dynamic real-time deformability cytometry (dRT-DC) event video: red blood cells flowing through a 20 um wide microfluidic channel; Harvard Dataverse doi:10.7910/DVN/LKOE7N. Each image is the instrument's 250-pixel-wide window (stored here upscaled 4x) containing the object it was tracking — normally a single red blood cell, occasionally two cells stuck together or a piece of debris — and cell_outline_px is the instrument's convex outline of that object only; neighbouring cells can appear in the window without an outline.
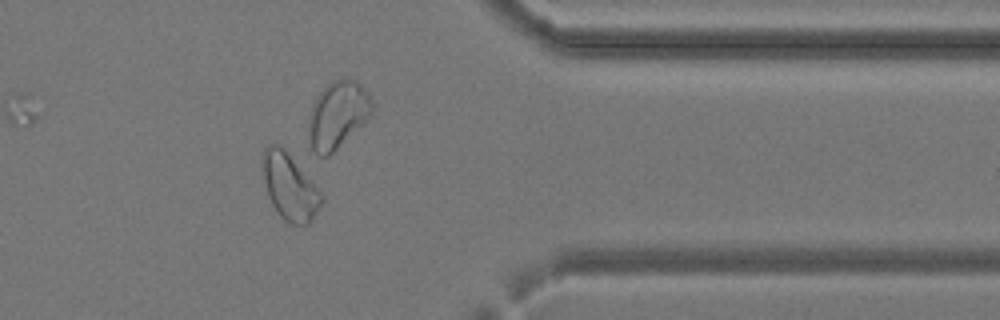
{"species": "common noctule bat (a hibernating species)", "species_latin": "Nyctalus noctula", "temperature_condition": "cold", "stored_images_in_passage": 37, "camera_frame_rate_fps": 3000, "um_per_image_px": 0.085, "animal": {"sex": "female", "body_mass_g": 24.6, "forearm_length_mm": 56.2}, "frame": {"image": 1, "passage_image": 32, "time_ms": 10.333, "image_size_px": [1000, 320], "cell_outline_px": [[324, 200], [312, 220], [308, 224], [292, 224], [284, 220], [276, 212], [268, 196], [260, 172], [260, 156], [264, 148], [268, 144], [280, 144], [284, 148], [324, 196]], "centroid_in_image_um": [24.55, 15.84], "position_along_channel_um": 386.8, "area_um2": 23.24}}